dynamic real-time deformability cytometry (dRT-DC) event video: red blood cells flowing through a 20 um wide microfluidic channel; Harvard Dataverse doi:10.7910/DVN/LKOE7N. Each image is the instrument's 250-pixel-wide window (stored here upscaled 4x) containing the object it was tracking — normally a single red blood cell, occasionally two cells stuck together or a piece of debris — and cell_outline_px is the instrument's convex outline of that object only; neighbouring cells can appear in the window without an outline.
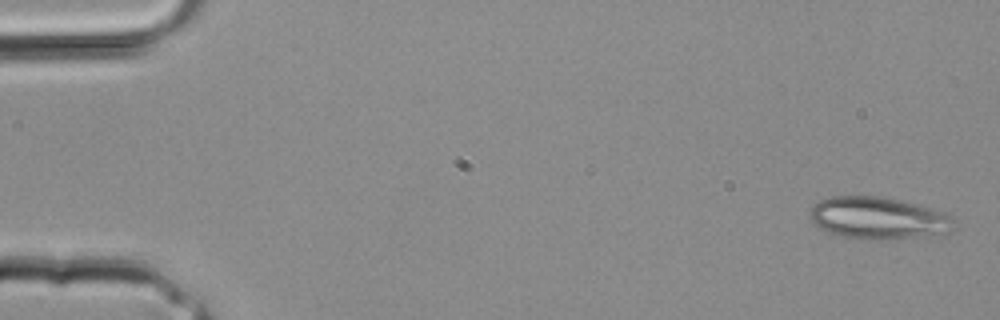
{"species": "common noctule bat (a hibernating species)", "species_latin": "Nyctalus noctula", "temperature_condition": "room temperature", "stored_images_in_passage": 8, "camera_frame_rate_fps": 3000, "um_per_image_px": 0.085, "animal": {"sex": "male", "body_mass_g": 20.4}, "frame": {"image": 1, "passage_image": 1, "time_ms": 0.0, "image_size_px": [1000, 320], "cell_outline_px": [[956, 228], [948, 232], [896, 240], [864, 240], [840, 236], [820, 228], [812, 220], [808, 212], [812, 204], [820, 200], [832, 196], [880, 196], [944, 212], [956, 224]], "centroid_in_image_um": [74.61, 18.56], "position_along_channel_um": 10.4, "area_um2": 35.37}}